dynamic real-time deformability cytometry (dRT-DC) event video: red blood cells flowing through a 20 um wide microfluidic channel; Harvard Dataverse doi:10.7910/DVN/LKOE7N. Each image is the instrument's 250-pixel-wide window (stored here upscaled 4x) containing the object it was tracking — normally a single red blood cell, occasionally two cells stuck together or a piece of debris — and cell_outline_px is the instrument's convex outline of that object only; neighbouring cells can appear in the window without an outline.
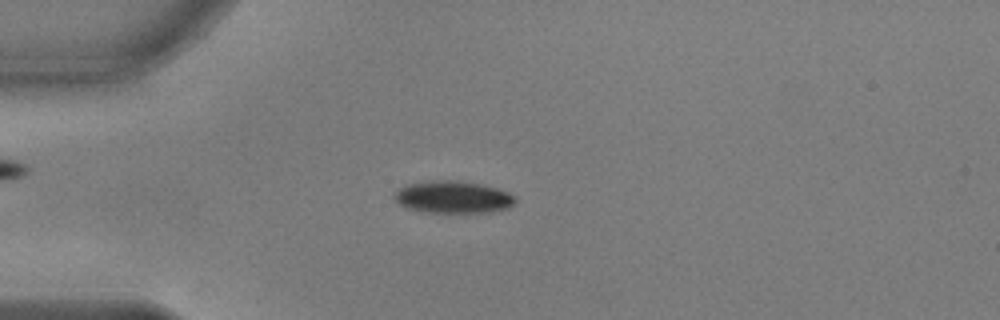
{"species": "common noctule bat (a hibernating species)", "species_latin": "Nyctalus noctula", "temperature_condition": "warm", "stored_images_in_passage": 33, "camera_frame_rate_fps": 3000, "um_per_image_px": 0.085, "animal": {"sex": "male", "body_mass_g": 17.9, "forearm_length_mm": 54.2}, "frame": {"image": 1, "passage_image": 1, "time_ms": 0.0, "image_size_px": [1000, 320], "cell_outline_px": [[516, 204], [508, 208], [492, 212], [420, 212], [408, 208], [400, 204], [392, 196], [404, 184], [428, 180], [456, 180], [480, 184], [496, 188], [508, 192], [516, 196]], "centroid_in_image_um": [38.51, 16.75], "position_along_channel_um": 46.5, "area_um2": 22.95}}
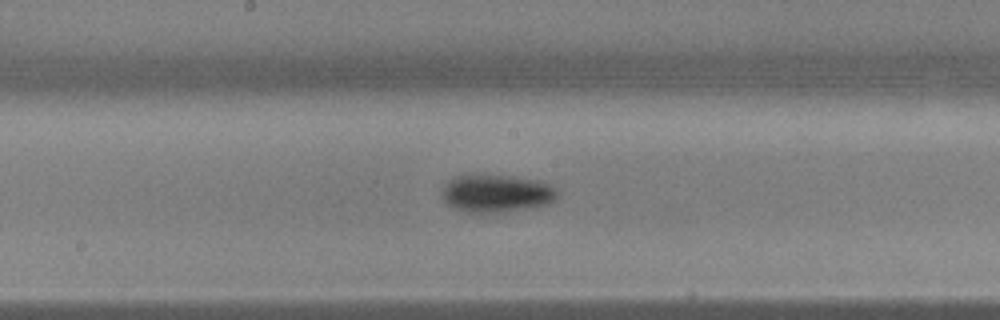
{"frame": {"image": 2, "passage_image": 15, "time_ms": 4.667, "image_size_px": [1000, 320], "cell_outline_px": [[556, 200], [548, 204], [536, 208], [504, 212], [464, 212], [452, 208], [440, 196], [444, 184], [448, 180], [456, 176], [512, 176], [532, 180], [548, 184], [556, 188]], "centroid_in_image_um": [42.18, 16.47], "position_along_channel_um": 206.0, "area_um2": 25.32}}
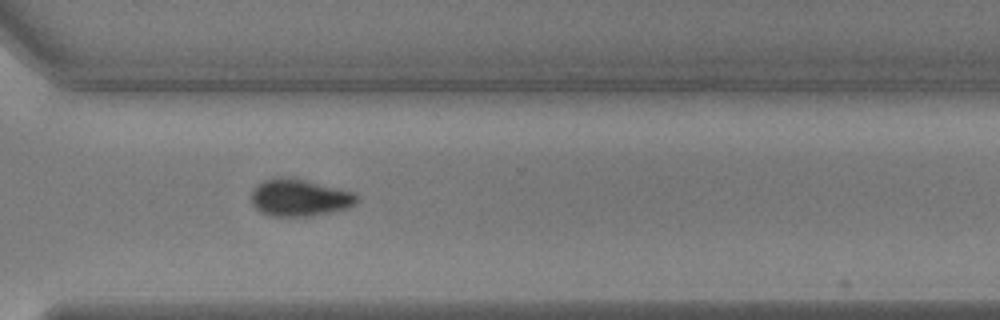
{"frame": {"image": 3, "passage_image": 26, "time_ms": 8.333, "image_size_px": [1000, 320], "cell_outline_px": [[356, 204], [348, 208], [312, 216], [268, 216], [260, 212], [252, 204], [252, 188], [256, 184], [264, 180], [276, 176], [284, 176], [304, 180], [352, 192], [356, 196]], "centroid_in_image_um": [25.39, 16.8], "position_along_channel_um": 345.2, "area_um2": 22.77}, "authors_computed_cell_mechanics": {"area_um2": 24.276, "velocity_mm_per_s": 3.8035, "shape_relaxation_time_tau1_ms": 4.1044, "shape_relaxation_time_tau2_ms": null, "deformation_change_tau1": 0.1419, "deformation_change_tau2": null}}